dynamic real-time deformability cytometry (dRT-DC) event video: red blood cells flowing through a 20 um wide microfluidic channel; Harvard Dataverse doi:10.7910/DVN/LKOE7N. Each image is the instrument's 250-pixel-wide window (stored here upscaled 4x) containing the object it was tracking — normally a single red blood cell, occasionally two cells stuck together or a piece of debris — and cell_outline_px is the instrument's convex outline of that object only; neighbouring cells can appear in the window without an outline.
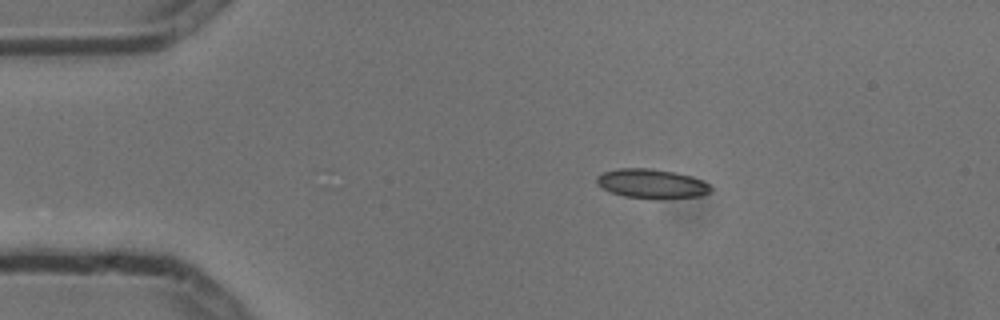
{"species": "common noctule bat (a hibernating species)", "species_latin": "Nyctalus noctula", "temperature_condition": "cold", "stored_images_in_passage": 4, "camera_frame_rate_fps": 3000, "um_per_image_px": 0.085, "animal": {"sex": "male", "body_mass_g": 13.3}, "frame": {"image": 1, "passage_image": 1, "time_ms": 0.0, "image_size_px": [1000, 320], "cell_outline_px": [[712, 188], [708, 192], [700, 196], [624, 196], [612, 192], [596, 184], [596, 176], [604, 172], [620, 168], [648, 168], [676, 172], [692, 176], [708, 184]], "centroid_in_image_um": [55.35, 15.55], "position_along_channel_um": 29.7, "area_um2": 18.5}}
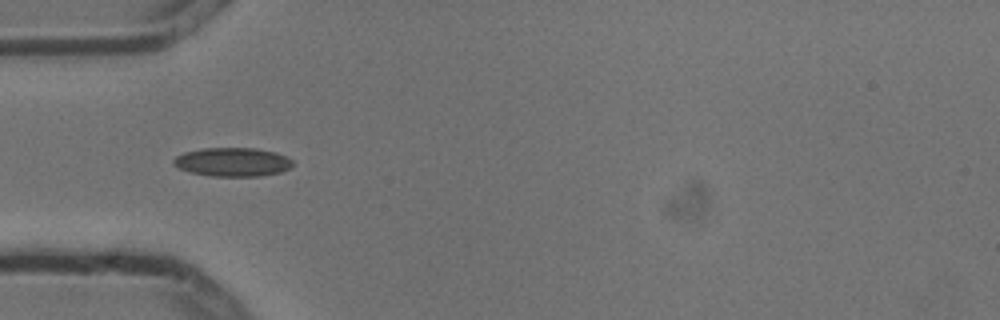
{"frame": {"image": 2, "passage_image": 3, "time_ms": 0.667, "image_size_px": [1000, 320], "cell_outline_px": [[292, 164], [288, 168], [280, 172], [260, 176], [212, 176], [188, 172], [172, 164], [172, 160], [176, 156], [184, 152], [204, 148], [256, 148], [276, 152], [292, 160]], "centroid_in_image_um": [19.73, 13.77], "position_along_channel_um": 65.3, "area_um2": 19.94}}